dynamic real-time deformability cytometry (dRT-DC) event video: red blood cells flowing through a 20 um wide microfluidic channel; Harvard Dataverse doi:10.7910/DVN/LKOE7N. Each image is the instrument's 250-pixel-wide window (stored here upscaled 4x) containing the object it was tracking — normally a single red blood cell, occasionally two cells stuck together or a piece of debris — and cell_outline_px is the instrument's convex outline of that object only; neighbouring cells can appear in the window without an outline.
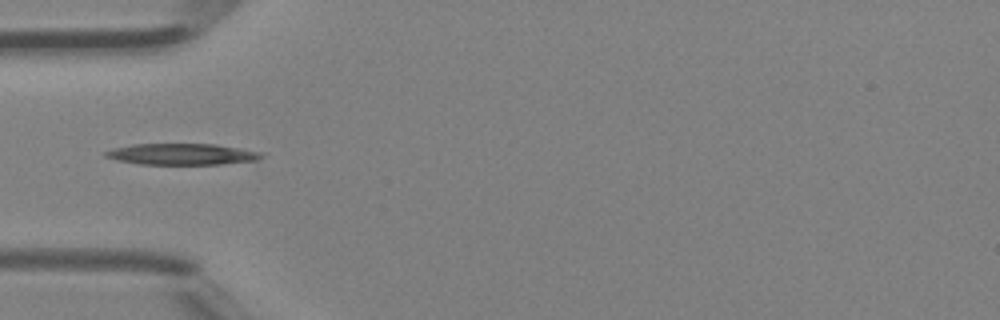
{"species": "Egyptian fruit bat (a non-hibernating species)", "species_latin": "Rousettus aegyptiacus", "temperature_condition": "room temperature", "stored_images_in_passage": 4, "camera_frame_rate_fps": 3000, "um_per_image_px": 0.085, "animal": {"sex": "female"}, "frame": {"image": 1, "passage_image": 3, "time_ms": 0.667, "image_size_px": [1000, 320], "cell_outline_px": [[264, 156], [256, 160], [220, 164], [140, 164], [116, 160], [104, 156], [104, 152], [112, 148], [132, 144], [216, 144], [264, 152]], "centroid_in_image_um": [15.46, 13.1], "position_along_channel_um": 69.5, "area_um2": 19.36}}
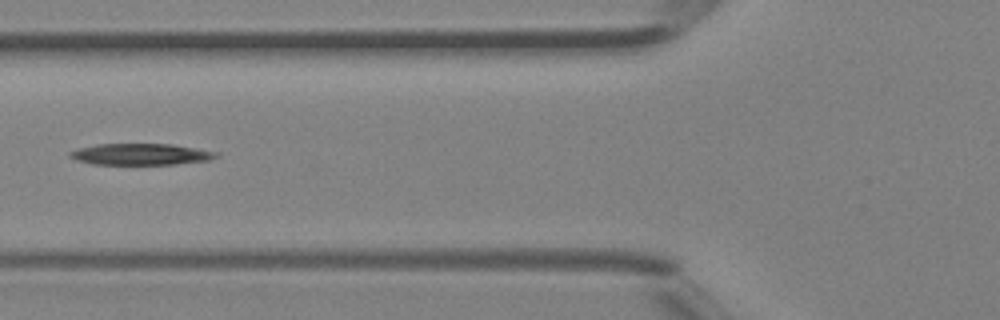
{"frame": {"image": 2, "passage_image": 4, "time_ms": 1.0, "image_size_px": [1000, 320], "cell_outline_px": [[220, 156], [208, 160], [176, 164], [92, 164], [76, 160], [68, 156], [68, 152], [80, 148], [96, 144], [172, 144], [220, 152]], "centroid_in_image_um": [11.99, 13.11], "position_along_channel_um": 113.8, "area_um2": 18.26}}